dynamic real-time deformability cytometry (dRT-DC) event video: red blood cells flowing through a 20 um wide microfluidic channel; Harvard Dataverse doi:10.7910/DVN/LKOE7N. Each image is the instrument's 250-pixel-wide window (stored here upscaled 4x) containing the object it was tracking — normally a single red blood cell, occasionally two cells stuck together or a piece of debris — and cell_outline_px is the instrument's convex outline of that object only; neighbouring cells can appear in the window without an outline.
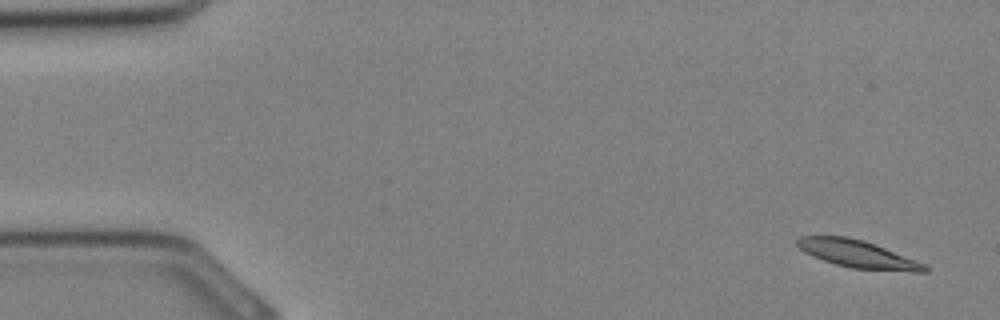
{"species": "Egyptian fruit bat (a non-hibernating species)", "species_latin": "Rousettus aegyptiacus", "temperature_condition": "cold", "stored_images_in_passage": 8, "camera_frame_rate_fps": 3000, "um_per_image_px": 0.085, "animal": {"sex": "female"}, "frame": {"image": 1, "passage_image": 2, "time_ms": 0.333, "image_size_px": [1000, 320], "cell_outline_px": [[928, 272], [912, 272], [852, 268], [836, 264], [824, 260], [800, 248], [796, 244], [796, 240], [800, 236], [848, 236], [864, 240], [916, 260], [924, 264], [928, 268]], "centroid_in_image_um": [72.94, 21.59], "position_along_channel_um": 12.1, "area_um2": 20.11}}